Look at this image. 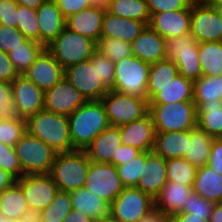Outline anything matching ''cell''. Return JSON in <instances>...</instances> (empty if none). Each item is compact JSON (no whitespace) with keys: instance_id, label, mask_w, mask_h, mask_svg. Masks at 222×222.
Masks as SVG:
<instances>
[{"instance_id":"29","label":"cell","mask_w":222,"mask_h":222,"mask_svg":"<svg viewBox=\"0 0 222 222\" xmlns=\"http://www.w3.org/2000/svg\"><path fill=\"white\" fill-rule=\"evenodd\" d=\"M194 82L177 74L166 86L159 88L149 104H169L182 101H193Z\"/></svg>"},{"instance_id":"16","label":"cell","mask_w":222,"mask_h":222,"mask_svg":"<svg viewBox=\"0 0 222 222\" xmlns=\"http://www.w3.org/2000/svg\"><path fill=\"white\" fill-rule=\"evenodd\" d=\"M86 101L78 89L65 77L44 92V110L67 117Z\"/></svg>"},{"instance_id":"27","label":"cell","mask_w":222,"mask_h":222,"mask_svg":"<svg viewBox=\"0 0 222 222\" xmlns=\"http://www.w3.org/2000/svg\"><path fill=\"white\" fill-rule=\"evenodd\" d=\"M187 146L188 130L156 132L152 151L165 160L184 158Z\"/></svg>"},{"instance_id":"51","label":"cell","mask_w":222,"mask_h":222,"mask_svg":"<svg viewBox=\"0 0 222 222\" xmlns=\"http://www.w3.org/2000/svg\"><path fill=\"white\" fill-rule=\"evenodd\" d=\"M14 0H0V25L17 27L16 8Z\"/></svg>"},{"instance_id":"38","label":"cell","mask_w":222,"mask_h":222,"mask_svg":"<svg viewBox=\"0 0 222 222\" xmlns=\"http://www.w3.org/2000/svg\"><path fill=\"white\" fill-rule=\"evenodd\" d=\"M44 48L41 43L27 39L21 46L12 49L8 56L16 71L22 75Z\"/></svg>"},{"instance_id":"43","label":"cell","mask_w":222,"mask_h":222,"mask_svg":"<svg viewBox=\"0 0 222 222\" xmlns=\"http://www.w3.org/2000/svg\"><path fill=\"white\" fill-rule=\"evenodd\" d=\"M16 22L17 28L27 39L39 43V25L35 9L17 5Z\"/></svg>"},{"instance_id":"12","label":"cell","mask_w":222,"mask_h":222,"mask_svg":"<svg viewBox=\"0 0 222 222\" xmlns=\"http://www.w3.org/2000/svg\"><path fill=\"white\" fill-rule=\"evenodd\" d=\"M84 187L110 204L125 186L113 164L90 161Z\"/></svg>"},{"instance_id":"65","label":"cell","mask_w":222,"mask_h":222,"mask_svg":"<svg viewBox=\"0 0 222 222\" xmlns=\"http://www.w3.org/2000/svg\"><path fill=\"white\" fill-rule=\"evenodd\" d=\"M92 222H119L116 219H114L110 214L107 215L104 218H98V219H94Z\"/></svg>"},{"instance_id":"11","label":"cell","mask_w":222,"mask_h":222,"mask_svg":"<svg viewBox=\"0 0 222 222\" xmlns=\"http://www.w3.org/2000/svg\"><path fill=\"white\" fill-rule=\"evenodd\" d=\"M64 77L89 100H101L109 91L102 83L97 72V51L89 60L64 69Z\"/></svg>"},{"instance_id":"21","label":"cell","mask_w":222,"mask_h":222,"mask_svg":"<svg viewBox=\"0 0 222 222\" xmlns=\"http://www.w3.org/2000/svg\"><path fill=\"white\" fill-rule=\"evenodd\" d=\"M120 145L122 141L119 126L109 125L84 151L92 162L112 164V157H116Z\"/></svg>"},{"instance_id":"35","label":"cell","mask_w":222,"mask_h":222,"mask_svg":"<svg viewBox=\"0 0 222 222\" xmlns=\"http://www.w3.org/2000/svg\"><path fill=\"white\" fill-rule=\"evenodd\" d=\"M178 74L177 66L172 60H162L150 65L147 99L148 101L159 92V88L166 86Z\"/></svg>"},{"instance_id":"63","label":"cell","mask_w":222,"mask_h":222,"mask_svg":"<svg viewBox=\"0 0 222 222\" xmlns=\"http://www.w3.org/2000/svg\"><path fill=\"white\" fill-rule=\"evenodd\" d=\"M201 3L216 9L222 8V0H202Z\"/></svg>"},{"instance_id":"36","label":"cell","mask_w":222,"mask_h":222,"mask_svg":"<svg viewBox=\"0 0 222 222\" xmlns=\"http://www.w3.org/2000/svg\"><path fill=\"white\" fill-rule=\"evenodd\" d=\"M222 99V75L201 76L193 84V102L198 108L202 103H217Z\"/></svg>"},{"instance_id":"7","label":"cell","mask_w":222,"mask_h":222,"mask_svg":"<svg viewBox=\"0 0 222 222\" xmlns=\"http://www.w3.org/2000/svg\"><path fill=\"white\" fill-rule=\"evenodd\" d=\"M150 65L135 56L114 63V91L147 99Z\"/></svg>"},{"instance_id":"59","label":"cell","mask_w":222,"mask_h":222,"mask_svg":"<svg viewBox=\"0 0 222 222\" xmlns=\"http://www.w3.org/2000/svg\"><path fill=\"white\" fill-rule=\"evenodd\" d=\"M139 222H168L167 216L161 211L153 209L147 216L141 219Z\"/></svg>"},{"instance_id":"19","label":"cell","mask_w":222,"mask_h":222,"mask_svg":"<svg viewBox=\"0 0 222 222\" xmlns=\"http://www.w3.org/2000/svg\"><path fill=\"white\" fill-rule=\"evenodd\" d=\"M122 144L133 146L142 152H151L155 140L153 119L148 113L139 120L119 126Z\"/></svg>"},{"instance_id":"9","label":"cell","mask_w":222,"mask_h":222,"mask_svg":"<svg viewBox=\"0 0 222 222\" xmlns=\"http://www.w3.org/2000/svg\"><path fill=\"white\" fill-rule=\"evenodd\" d=\"M101 102L112 126L139 120L149 113L148 99H140L114 90H109Z\"/></svg>"},{"instance_id":"18","label":"cell","mask_w":222,"mask_h":222,"mask_svg":"<svg viewBox=\"0 0 222 222\" xmlns=\"http://www.w3.org/2000/svg\"><path fill=\"white\" fill-rule=\"evenodd\" d=\"M191 4L186 9L151 15L149 26L165 39L190 33Z\"/></svg>"},{"instance_id":"37","label":"cell","mask_w":222,"mask_h":222,"mask_svg":"<svg viewBox=\"0 0 222 222\" xmlns=\"http://www.w3.org/2000/svg\"><path fill=\"white\" fill-rule=\"evenodd\" d=\"M106 10L122 18H130L149 25L151 15L146 0H110Z\"/></svg>"},{"instance_id":"17","label":"cell","mask_w":222,"mask_h":222,"mask_svg":"<svg viewBox=\"0 0 222 222\" xmlns=\"http://www.w3.org/2000/svg\"><path fill=\"white\" fill-rule=\"evenodd\" d=\"M23 75L45 92L64 77V69L45 47Z\"/></svg>"},{"instance_id":"50","label":"cell","mask_w":222,"mask_h":222,"mask_svg":"<svg viewBox=\"0 0 222 222\" xmlns=\"http://www.w3.org/2000/svg\"><path fill=\"white\" fill-rule=\"evenodd\" d=\"M55 2L65 19L92 6L90 0H55Z\"/></svg>"},{"instance_id":"39","label":"cell","mask_w":222,"mask_h":222,"mask_svg":"<svg viewBox=\"0 0 222 222\" xmlns=\"http://www.w3.org/2000/svg\"><path fill=\"white\" fill-rule=\"evenodd\" d=\"M196 171L197 168L185 158L166 160L167 181L192 187L195 180Z\"/></svg>"},{"instance_id":"56","label":"cell","mask_w":222,"mask_h":222,"mask_svg":"<svg viewBox=\"0 0 222 222\" xmlns=\"http://www.w3.org/2000/svg\"><path fill=\"white\" fill-rule=\"evenodd\" d=\"M168 222H209L204 216H197L191 213H174L167 217Z\"/></svg>"},{"instance_id":"10","label":"cell","mask_w":222,"mask_h":222,"mask_svg":"<svg viewBox=\"0 0 222 222\" xmlns=\"http://www.w3.org/2000/svg\"><path fill=\"white\" fill-rule=\"evenodd\" d=\"M155 209L154 199L137 187H124L110 203L109 214L119 222H139Z\"/></svg>"},{"instance_id":"2","label":"cell","mask_w":222,"mask_h":222,"mask_svg":"<svg viewBox=\"0 0 222 222\" xmlns=\"http://www.w3.org/2000/svg\"><path fill=\"white\" fill-rule=\"evenodd\" d=\"M26 131L50 146L55 152L74 151L68 117L46 110L26 119Z\"/></svg>"},{"instance_id":"68","label":"cell","mask_w":222,"mask_h":222,"mask_svg":"<svg viewBox=\"0 0 222 222\" xmlns=\"http://www.w3.org/2000/svg\"><path fill=\"white\" fill-rule=\"evenodd\" d=\"M191 4L201 3L202 0H188Z\"/></svg>"},{"instance_id":"67","label":"cell","mask_w":222,"mask_h":222,"mask_svg":"<svg viewBox=\"0 0 222 222\" xmlns=\"http://www.w3.org/2000/svg\"><path fill=\"white\" fill-rule=\"evenodd\" d=\"M220 15V19H221V31H222V8H218L217 9Z\"/></svg>"},{"instance_id":"28","label":"cell","mask_w":222,"mask_h":222,"mask_svg":"<svg viewBox=\"0 0 222 222\" xmlns=\"http://www.w3.org/2000/svg\"><path fill=\"white\" fill-rule=\"evenodd\" d=\"M195 194L213 203L222 202V175L208 165L197 168L192 186Z\"/></svg>"},{"instance_id":"47","label":"cell","mask_w":222,"mask_h":222,"mask_svg":"<svg viewBox=\"0 0 222 222\" xmlns=\"http://www.w3.org/2000/svg\"><path fill=\"white\" fill-rule=\"evenodd\" d=\"M213 207V202L202 198L192 191L190 195H188L187 206L182 212L204 216V219L209 220Z\"/></svg>"},{"instance_id":"1","label":"cell","mask_w":222,"mask_h":222,"mask_svg":"<svg viewBox=\"0 0 222 222\" xmlns=\"http://www.w3.org/2000/svg\"><path fill=\"white\" fill-rule=\"evenodd\" d=\"M68 123L75 150H85L110 125L101 100L86 101L68 116Z\"/></svg>"},{"instance_id":"32","label":"cell","mask_w":222,"mask_h":222,"mask_svg":"<svg viewBox=\"0 0 222 222\" xmlns=\"http://www.w3.org/2000/svg\"><path fill=\"white\" fill-rule=\"evenodd\" d=\"M28 208L23 190L16 181L0 191V216L19 221Z\"/></svg>"},{"instance_id":"24","label":"cell","mask_w":222,"mask_h":222,"mask_svg":"<svg viewBox=\"0 0 222 222\" xmlns=\"http://www.w3.org/2000/svg\"><path fill=\"white\" fill-rule=\"evenodd\" d=\"M105 8L91 6L65 19L66 27L95 42L101 37Z\"/></svg>"},{"instance_id":"55","label":"cell","mask_w":222,"mask_h":222,"mask_svg":"<svg viewBox=\"0 0 222 222\" xmlns=\"http://www.w3.org/2000/svg\"><path fill=\"white\" fill-rule=\"evenodd\" d=\"M142 151L127 145L122 144L118 147V151L116 152V157H112V164L116 167L121 164H125L126 162L131 161L133 158L141 154Z\"/></svg>"},{"instance_id":"23","label":"cell","mask_w":222,"mask_h":222,"mask_svg":"<svg viewBox=\"0 0 222 222\" xmlns=\"http://www.w3.org/2000/svg\"><path fill=\"white\" fill-rule=\"evenodd\" d=\"M39 43L50 44L66 27L65 18L55 0H45L37 9Z\"/></svg>"},{"instance_id":"34","label":"cell","mask_w":222,"mask_h":222,"mask_svg":"<svg viewBox=\"0 0 222 222\" xmlns=\"http://www.w3.org/2000/svg\"><path fill=\"white\" fill-rule=\"evenodd\" d=\"M198 60L202 76L222 75V41L199 43Z\"/></svg>"},{"instance_id":"61","label":"cell","mask_w":222,"mask_h":222,"mask_svg":"<svg viewBox=\"0 0 222 222\" xmlns=\"http://www.w3.org/2000/svg\"><path fill=\"white\" fill-rule=\"evenodd\" d=\"M209 222H222V202L214 203Z\"/></svg>"},{"instance_id":"44","label":"cell","mask_w":222,"mask_h":222,"mask_svg":"<svg viewBox=\"0 0 222 222\" xmlns=\"http://www.w3.org/2000/svg\"><path fill=\"white\" fill-rule=\"evenodd\" d=\"M146 160V152H142L131 161L116 166L118 176L125 187H136L143 171Z\"/></svg>"},{"instance_id":"52","label":"cell","mask_w":222,"mask_h":222,"mask_svg":"<svg viewBox=\"0 0 222 222\" xmlns=\"http://www.w3.org/2000/svg\"><path fill=\"white\" fill-rule=\"evenodd\" d=\"M13 114L11 83L0 81V119Z\"/></svg>"},{"instance_id":"4","label":"cell","mask_w":222,"mask_h":222,"mask_svg":"<svg viewBox=\"0 0 222 222\" xmlns=\"http://www.w3.org/2000/svg\"><path fill=\"white\" fill-rule=\"evenodd\" d=\"M155 132L191 130L197 126V107L193 101L149 104Z\"/></svg>"},{"instance_id":"40","label":"cell","mask_w":222,"mask_h":222,"mask_svg":"<svg viewBox=\"0 0 222 222\" xmlns=\"http://www.w3.org/2000/svg\"><path fill=\"white\" fill-rule=\"evenodd\" d=\"M73 209L70 192L59 190L53 201L41 210V222H63Z\"/></svg>"},{"instance_id":"22","label":"cell","mask_w":222,"mask_h":222,"mask_svg":"<svg viewBox=\"0 0 222 222\" xmlns=\"http://www.w3.org/2000/svg\"><path fill=\"white\" fill-rule=\"evenodd\" d=\"M166 39L149 25L131 43L132 55L149 64L166 59Z\"/></svg>"},{"instance_id":"13","label":"cell","mask_w":222,"mask_h":222,"mask_svg":"<svg viewBox=\"0 0 222 222\" xmlns=\"http://www.w3.org/2000/svg\"><path fill=\"white\" fill-rule=\"evenodd\" d=\"M13 114L19 118L28 117L44 110V91L23 74L11 83Z\"/></svg>"},{"instance_id":"8","label":"cell","mask_w":222,"mask_h":222,"mask_svg":"<svg viewBox=\"0 0 222 222\" xmlns=\"http://www.w3.org/2000/svg\"><path fill=\"white\" fill-rule=\"evenodd\" d=\"M198 51L199 43L190 33L165 42L166 59L174 61L178 74L193 82L202 76Z\"/></svg>"},{"instance_id":"20","label":"cell","mask_w":222,"mask_h":222,"mask_svg":"<svg viewBox=\"0 0 222 222\" xmlns=\"http://www.w3.org/2000/svg\"><path fill=\"white\" fill-rule=\"evenodd\" d=\"M166 183V160L153 151L146 152L144 168L136 187L155 200Z\"/></svg>"},{"instance_id":"41","label":"cell","mask_w":222,"mask_h":222,"mask_svg":"<svg viewBox=\"0 0 222 222\" xmlns=\"http://www.w3.org/2000/svg\"><path fill=\"white\" fill-rule=\"evenodd\" d=\"M96 51L113 63L133 56L130 43L110 37H100L96 42Z\"/></svg>"},{"instance_id":"45","label":"cell","mask_w":222,"mask_h":222,"mask_svg":"<svg viewBox=\"0 0 222 222\" xmlns=\"http://www.w3.org/2000/svg\"><path fill=\"white\" fill-rule=\"evenodd\" d=\"M0 168L15 179L25 175L21 169L19 158L16 155L14 147L5 145L0 142Z\"/></svg>"},{"instance_id":"64","label":"cell","mask_w":222,"mask_h":222,"mask_svg":"<svg viewBox=\"0 0 222 222\" xmlns=\"http://www.w3.org/2000/svg\"><path fill=\"white\" fill-rule=\"evenodd\" d=\"M110 0H90L92 6L107 8Z\"/></svg>"},{"instance_id":"14","label":"cell","mask_w":222,"mask_h":222,"mask_svg":"<svg viewBox=\"0 0 222 222\" xmlns=\"http://www.w3.org/2000/svg\"><path fill=\"white\" fill-rule=\"evenodd\" d=\"M23 190L28 207L41 211L48 207L59 191L49 174L23 175L16 179Z\"/></svg>"},{"instance_id":"57","label":"cell","mask_w":222,"mask_h":222,"mask_svg":"<svg viewBox=\"0 0 222 222\" xmlns=\"http://www.w3.org/2000/svg\"><path fill=\"white\" fill-rule=\"evenodd\" d=\"M93 220L78 210L72 209L63 222H92Z\"/></svg>"},{"instance_id":"6","label":"cell","mask_w":222,"mask_h":222,"mask_svg":"<svg viewBox=\"0 0 222 222\" xmlns=\"http://www.w3.org/2000/svg\"><path fill=\"white\" fill-rule=\"evenodd\" d=\"M25 175L49 174L57 152L27 131L14 146Z\"/></svg>"},{"instance_id":"15","label":"cell","mask_w":222,"mask_h":222,"mask_svg":"<svg viewBox=\"0 0 222 222\" xmlns=\"http://www.w3.org/2000/svg\"><path fill=\"white\" fill-rule=\"evenodd\" d=\"M190 34L198 43L222 41L218 10L203 3L191 4Z\"/></svg>"},{"instance_id":"30","label":"cell","mask_w":222,"mask_h":222,"mask_svg":"<svg viewBox=\"0 0 222 222\" xmlns=\"http://www.w3.org/2000/svg\"><path fill=\"white\" fill-rule=\"evenodd\" d=\"M72 207L92 220L109 215L110 204L85 187L70 192Z\"/></svg>"},{"instance_id":"25","label":"cell","mask_w":222,"mask_h":222,"mask_svg":"<svg viewBox=\"0 0 222 222\" xmlns=\"http://www.w3.org/2000/svg\"><path fill=\"white\" fill-rule=\"evenodd\" d=\"M147 26L141 21L122 18L105 10L102 21L101 37H110L132 43Z\"/></svg>"},{"instance_id":"66","label":"cell","mask_w":222,"mask_h":222,"mask_svg":"<svg viewBox=\"0 0 222 222\" xmlns=\"http://www.w3.org/2000/svg\"><path fill=\"white\" fill-rule=\"evenodd\" d=\"M0 222H19V221L0 216Z\"/></svg>"},{"instance_id":"31","label":"cell","mask_w":222,"mask_h":222,"mask_svg":"<svg viewBox=\"0 0 222 222\" xmlns=\"http://www.w3.org/2000/svg\"><path fill=\"white\" fill-rule=\"evenodd\" d=\"M213 139L197 126L188 130V146L184 158L196 168L208 165Z\"/></svg>"},{"instance_id":"49","label":"cell","mask_w":222,"mask_h":222,"mask_svg":"<svg viewBox=\"0 0 222 222\" xmlns=\"http://www.w3.org/2000/svg\"><path fill=\"white\" fill-rule=\"evenodd\" d=\"M150 15L186 9L191 3L188 0H146Z\"/></svg>"},{"instance_id":"60","label":"cell","mask_w":222,"mask_h":222,"mask_svg":"<svg viewBox=\"0 0 222 222\" xmlns=\"http://www.w3.org/2000/svg\"><path fill=\"white\" fill-rule=\"evenodd\" d=\"M16 179L0 168V191L11 186Z\"/></svg>"},{"instance_id":"58","label":"cell","mask_w":222,"mask_h":222,"mask_svg":"<svg viewBox=\"0 0 222 222\" xmlns=\"http://www.w3.org/2000/svg\"><path fill=\"white\" fill-rule=\"evenodd\" d=\"M19 222H41V213L38 210L28 208L23 212Z\"/></svg>"},{"instance_id":"3","label":"cell","mask_w":222,"mask_h":222,"mask_svg":"<svg viewBox=\"0 0 222 222\" xmlns=\"http://www.w3.org/2000/svg\"><path fill=\"white\" fill-rule=\"evenodd\" d=\"M89 164L84 150L57 153L49 175L59 190L71 192L84 187Z\"/></svg>"},{"instance_id":"54","label":"cell","mask_w":222,"mask_h":222,"mask_svg":"<svg viewBox=\"0 0 222 222\" xmlns=\"http://www.w3.org/2000/svg\"><path fill=\"white\" fill-rule=\"evenodd\" d=\"M208 166L222 175V138H214L209 154Z\"/></svg>"},{"instance_id":"26","label":"cell","mask_w":222,"mask_h":222,"mask_svg":"<svg viewBox=\"0 0 222 222\" xmlns=\"http://www.w3.org/2000/svg\"><path fill=\"white\" fill-rule=\"evenodd\" d=\"M192 187L167 181L155 198V209L161 211L165 216L182 212L188 201V195L192 192Z\"/></svg>"},{"instance_id":"62","label":"cell","mask_w":222,"mask_h":222,"mask_svg":"<svg viewBox=\"0 0 222 222\" xmlns=\"http://www.w3.org/2000/svg\"><path fill=\"white\" fill-rule=\"evenodd\" d=\"M20 6L37 9L45 0H14Z\"/></svg>"},{"instance_id":"5","label":"cell","mask_w":222,"mask_h":222,"mask_svg":"<svg viewBox=\"0 0 222 222\" xmlns=\"http://www.w3.org/2000/svg\"><path fill=\"white\" fill-rule=\"evenodd\" d=\"M63 69L87 61L96 52V42L67 27L46 46Z\"/></svg>"},{"instance_id":"53","label":"cell","mask_w":222,"mask_h":222,"mask_svg":"<svg viewBox=\"0 0 222 222\" xmlns=\"http://www.w3.org/2000/svg\"><path fill=\"white\" fill-rule=\"evenodd\" d=\"M18 75L8 53L0 50V81L12 83Z\"/></svg>"},{"instance_id":"46","label":"cell","mask_w":222,"mask_h":222,"mask_svg":"<svg viewBox=\"0 0 222 222\" xmlns=\"http://www.w3.org/2000/svg\"><path fill=\"white\" fill-rule=\"evenodd\" d=\"M27 38L17 27L0 25V50L9 53L12 49L21 46Z\"/></svg>"},{"instance_id":"33","label":"cell","mask_w":222,"mask_h":222,"mask_svg":"<svg viewBox=\"0 0 222 222\" xmlns=\"http://www.w3.org/2000/svg\"><path fill=\"white\" fill-rule=\"evenodd\" d=\"M197 127L212 136L222 138V101L202 103L197 108Z\"/></svg>"},{"instance_id":"42","label":"cell","mask_w":222,"mask_h":222,"mask_svg":"<svg viewBox=\"0 0 222 222\" xmlns=\"http://www.w3.org/2000/svg\"><path fill=\"white\" fill-rule=\"evenodd\" d=\"M26 132V120L11 114L0 119V142L14 147Z\"/></svg>"},{"instance_id":"48","label":"cell","mask_w":222,"mask_h":222,"mask_svg":"<svg viewBox=\"0 0 222 222\" xmlns=\"http://www.w3.org/2000/svg\"><path fill=\"white\" fill-rule=\"evenodd\" d=\"M97 72L103 85L108 90H113L114 76H115L114 63L111 62L106 56L101 55L98 52H97Z\"/></svg>"}]
</instances>
